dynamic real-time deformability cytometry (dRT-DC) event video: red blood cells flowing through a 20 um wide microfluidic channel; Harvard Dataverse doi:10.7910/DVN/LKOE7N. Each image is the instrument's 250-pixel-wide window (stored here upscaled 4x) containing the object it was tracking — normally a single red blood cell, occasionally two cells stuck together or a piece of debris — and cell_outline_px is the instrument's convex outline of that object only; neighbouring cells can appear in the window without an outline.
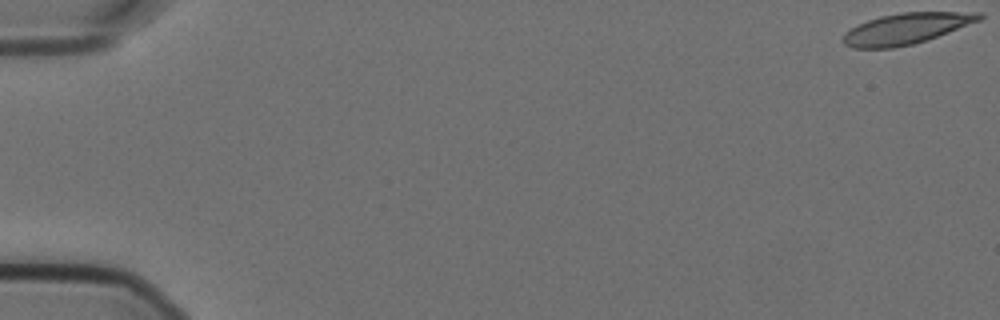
{"species": "Egyptian fruit bat (a non-hibernating species)", "species_latin": "Rousettus aegyptiacus", "temperature_condition": "cold", "stored_images_in_passage": 58, "camera_frame_rate_fps": 3000, "um_per_image_px": 0.085, "animal": {"sex": "female"}, "frame": {"image": 1, "passage_image": 1, "time_ms": 0.0, "image_size_px": [1000, 320], "cell_outline_px": [[984, 16], [980, 20], [928, 40], [912, 44], [892, 48], [852, 48], [844, 44], [840, 40], [844, 32], [856, 24], [880, 16], [900, 12], [984, 12]], "centroid_in_image_um": [76.99, 2.43], "position_along_channel_um": 8.0, "area_um2": 24.8}}
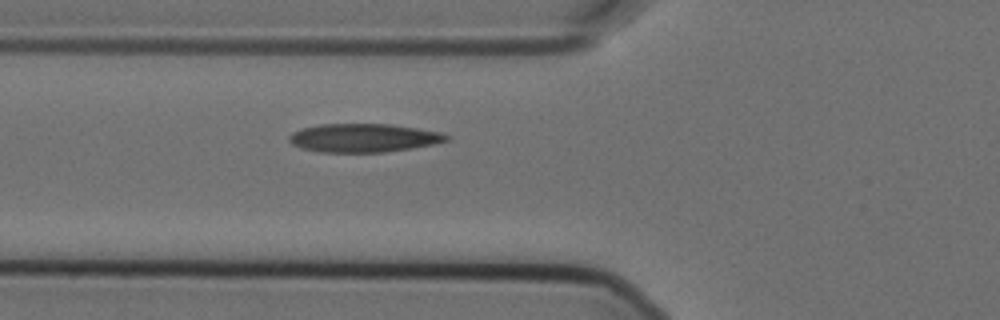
{"frame": {"image": 2, "passage_image": 22, "time_ms": 7.0, "image_size_px": [1000, 320], "cell_outline_px": [[448, 140], [432, 144], [412, 148], [384, 152], [320, 152], [300, 148], [292, 144], [288, 140], [288, 136], [292, 132], [304, 128], [320, 124], [388, 124], [416, 128], [440, 132], [448, 136]], "centroid_in_image_um": [30.85, 11.72], "position_along_channel_um": 94.9, "area_um2": 25.95}}
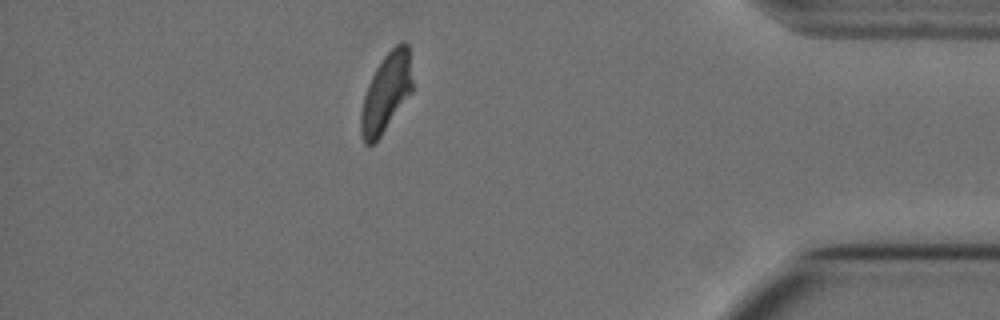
{"frame": {"image": 3, "passage_image": 51, "time_ms": 16.667, "image_size_px": [1000, 320], "cell_outline_px": [[412, 92], [380, 136], [372, 144], [364, 144], [360, 136], [360, 112], [364, 96], [368, 84], [376, 68], [384, 56], [400, 40], [404, 40], [408, 44], [412, 80]], "centroid_in_image_um": [32.81, 7.87], "position_along_channel_um": 402.4, "area_um2": 23.52}, "authors_computed_cell_mechanics": {"area_um2": 25.3453, "velocity_mm_per_s": 3.5455, "shape_relaxation_time_tau1_ms": 9.6151, "shape_relaxation_time_tau2_ms": 2.2948, "deformation_change_tau1": 0.2338, "deformation_change_tau2": 0.0839}}